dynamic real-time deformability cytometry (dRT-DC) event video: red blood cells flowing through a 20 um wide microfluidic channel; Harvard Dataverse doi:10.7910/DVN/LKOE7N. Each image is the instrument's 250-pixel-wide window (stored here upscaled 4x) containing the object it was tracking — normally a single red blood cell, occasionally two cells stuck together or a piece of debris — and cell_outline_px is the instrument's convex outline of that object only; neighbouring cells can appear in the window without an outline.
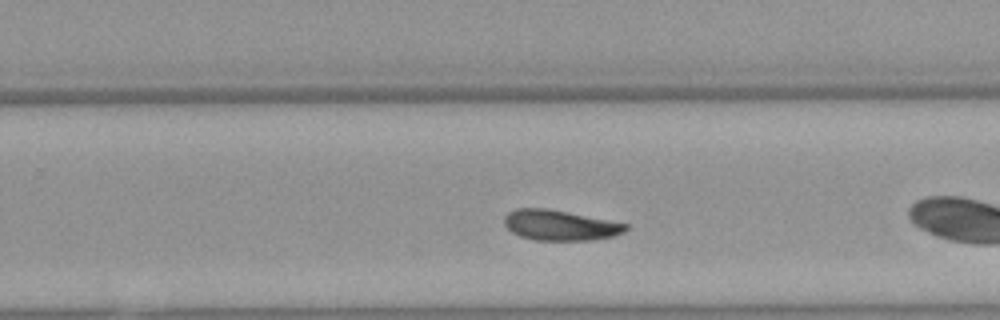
{"species": "Egyptian fruit bat (a non-hibernating species)", "species_latin": "Rousettus aegyptiacus", "temperature_condition": "warm", "stored_images_in_passage": 26, "camera_frame_rate_fps": 3000, "um_per_image_px": 0.085, "animal": {"sex": "female"}, "frame": {"image": 1, "passage_image": 15, "time_ms": 4.667, "image_size_px": [1000, 320], "cell_outline_px": [[628, 228], [624, 232], [612, 236], [592, 240], [536, 240], [520, 236], [512, 232], [504, 224], [504, 216], [508, 212], [516, 208], [548, 208], [628, 224]], "centroid_in_image_um": [47.57, 19.14], "position_along_channel_um": 282.2, "area_um2": 21.39}, "authors_computed_cell_mechanics": {"area_um2": 21.7906, "velocity_mm_per_s": 3.8915, "shape_relaxation_time_tau1_ms": 8.1367, "shape_relaxation_time_tau2_ms": null, "deformation_change_tau1": 0.1906, "deformation_change_tau2": null}}